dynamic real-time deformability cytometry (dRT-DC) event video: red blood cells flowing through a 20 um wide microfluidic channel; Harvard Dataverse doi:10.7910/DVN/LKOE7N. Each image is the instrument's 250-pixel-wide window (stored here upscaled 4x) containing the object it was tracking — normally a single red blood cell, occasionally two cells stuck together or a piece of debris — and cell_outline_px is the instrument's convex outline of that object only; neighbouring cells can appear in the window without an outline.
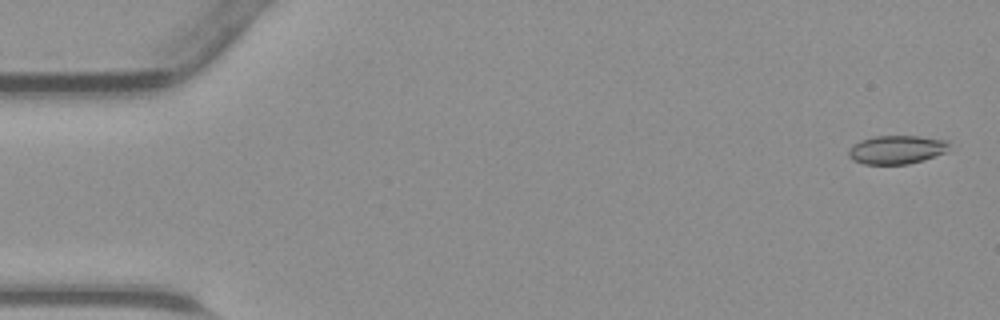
{"species": "common noctule bat (a hibernating species)", "species_latin": "Nyctalus noctula", "temperature_condition": "warm", "stored_images_in_passage": 46, "camera_frame_rate_fps": 3000, "um_per_image_px": 0.085, "animal": {"sex": "male", "body_mass_g": 23.1, "forearm_length_mm": 52.7}, "frame": {"image": 1, "passage_image": 2, "time_ms": 0.333, "image_size_px": [1000, 320], "cell_outline_px": [[948, 152], [924, 160], [908, 164], [864, 164], [852, 160], [848, 156], [848, 148], [852, 144], [860, 140], [872, 136], [920, 136], [948, 140]], "centroid_in_image_um": [76.2, 12.72], "position_along_channel_um": 8.8, "area_um2": 17.05}}
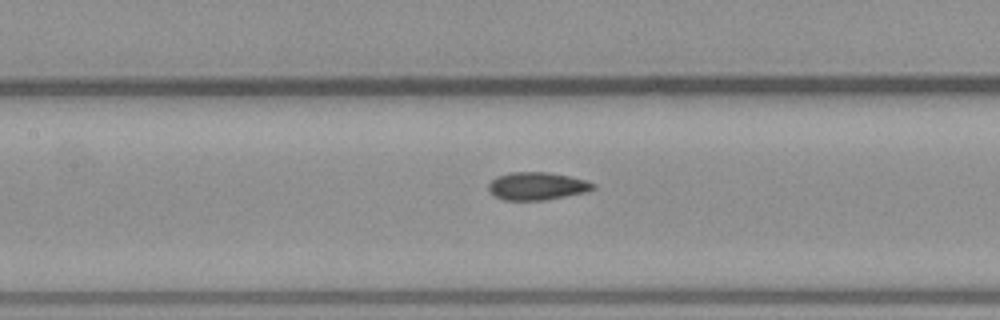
{"frame": {"image": 2, "passage_image": 21, "time_ms": 6.667, "image_size_px": [1000, 320], "cell_outline_px": [[596, 188], [588, 192], [544, 200], [504, 200], [488, 192], [488, 184], [496, 176], [512, 172], [548, 172], [588, 180], [596, 184]], "centroid_in_image_um": [45.67, 15.81], "position_along_channel_um": 161.7, "area_um2": 17.11}}
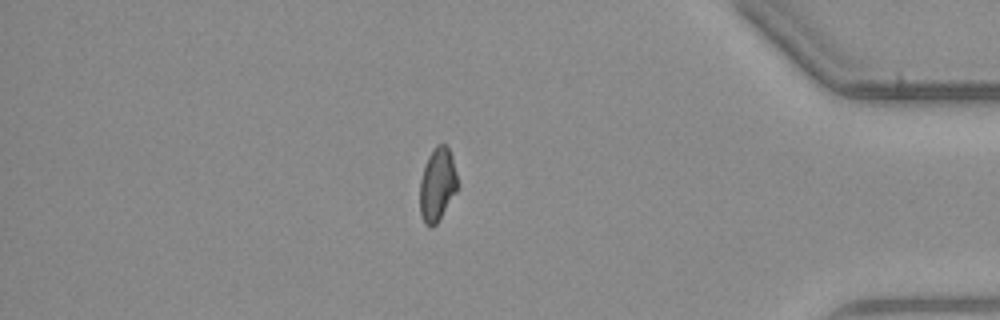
{"frame": {"image": 3, "passage_image": 39, "time_ms": 12.667, "image_size_px": [1000, 320], "cell_outline_px": [[460, 188], [436, 224], [432, 228], [424, 224], [420, 212], [420, 180], [424, 164], [428, 156], [436, 144], [444, 144], [448, 148], [452, 156]], "centroid_in_image_um": [37.19, 15.7], "position_along_channel_um": 398.0, "area_um2": 16.47}}